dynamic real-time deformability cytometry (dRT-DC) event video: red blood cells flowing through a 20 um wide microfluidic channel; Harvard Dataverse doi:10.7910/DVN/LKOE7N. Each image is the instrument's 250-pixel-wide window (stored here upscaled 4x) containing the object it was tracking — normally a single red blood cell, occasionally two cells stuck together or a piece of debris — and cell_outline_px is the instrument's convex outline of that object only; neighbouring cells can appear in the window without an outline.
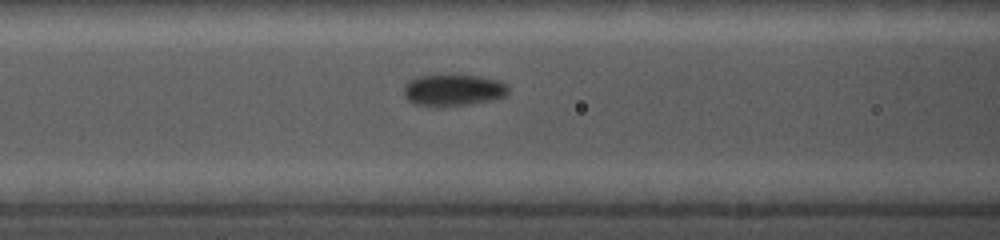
{"species": "common noctule bat (a hibernating species)", "species_latin": "Nyctalus noctula", "temperature_condition": "cold", "stored_images_in_passage": 13, "camera_frame_rate_fps": 5000, "um_per_image_px": 0.085, "animal": {"sex": "female", "body_mass_g": 19.0, "forearm_length_mm": 56.7}, "frame": {"image": 1, "passage_image": 5, "time_ms": 1.8, "image_size_px": [1000, 240], "cell_outline_px": [[504, 92], [496, 96], [460, 104], [440, 108], [428, 108], [412, 104], [408, 96], [408, 84], [412, 80], [420, 76], [472, 76], [488, 80], [500, 84], [504, 88]], "centroid_in_image_um": [38.3, 7.7], "position_along_channel_um": 128.3, "area_um2": 17.22}}
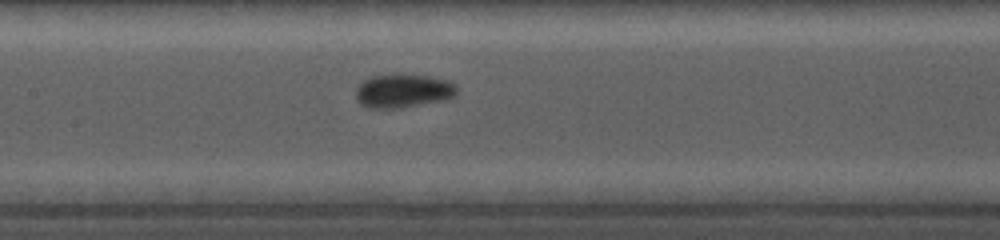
{"frame": {"image": 2, "passage_image": 8, "time_ms": 3.0, "image_size_px": [1000, 240], "cell_outline_px": [[452, 92], [448, 96], [400, 108], [368, 108], [360, 104], [356, 96], [364, 80], [368, 76], [392, 72], [396, 72], [428, 76], [444, 80], [452, 88]], "centroid_in_image_um": [34.05, 7.67], "position_along_channel_um": 173.3, "area_um2": 18.84}}
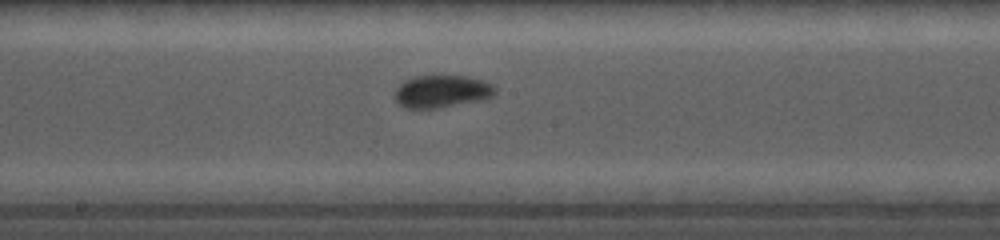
{"frame": {"image": 3, "passage_image": 10, "time_ms": 4.0, "image_size_px": [1000, 240], "cell_outline_px": [[492, 92], [488, 96], [436, 108], [404, 108], [396, 100], [396, 92], [400, 84], [404, 80], [412, 76], [464, 76], [480, 80], [488, 84], [492, 88]], "centroid_in_image_um": [37.38, 7.75], "position_along_channel_um": 210.8, "area_um2": 17.8}}